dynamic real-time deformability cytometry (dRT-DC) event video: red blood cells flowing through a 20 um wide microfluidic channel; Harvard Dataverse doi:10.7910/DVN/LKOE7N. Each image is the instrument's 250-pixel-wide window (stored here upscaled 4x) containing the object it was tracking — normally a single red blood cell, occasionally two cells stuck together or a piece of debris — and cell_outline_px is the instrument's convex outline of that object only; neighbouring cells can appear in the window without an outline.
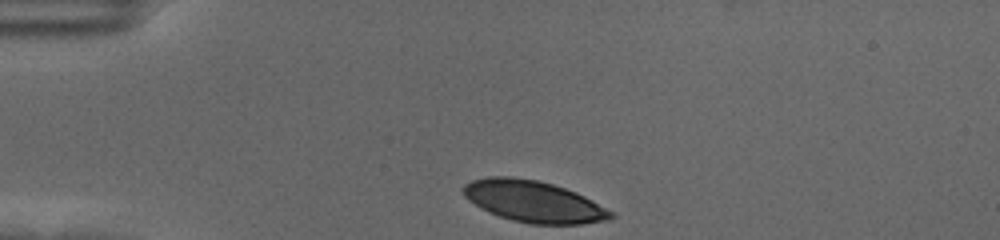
{"species": "human", "species_latin": "Homo sapiens", "temperature_condition": "cold", "stored_images_in_passage": 35, "camera_frame_rate_fps": 3000, "um_per_image_px": 0.085, "donor": {"sex": "female"}, "frame": {"image": 1, "passage_image": 1, "time_ms": 0.0, "image_size_px": [1000, 240], "cell_outline_px": [[616, 216], [608, 220], [584, 224], [532, 224], [512, 220], [488, 212], [480, 208], [464, 196], [464, 184], [472, 180], [488, 176], [512, 176], [536, 180], [552, 184], [576, 192], [592, 200], [612, 212]], "centroid_in_image_um": [45.35, 17.13], "position_along_channel_um": 39.6, "area_um2": 35.55}}
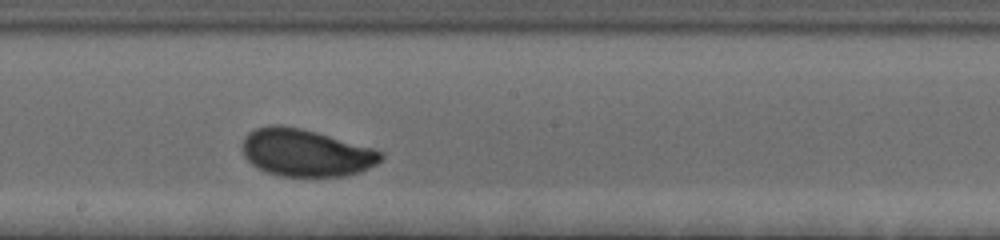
{"frame": {"image": 2, "passage_image": 20, "time_ms": 6.333, "image_size_px": [1000, 240], "cell_outline_px": [[384, 156], [376, 164], [360, 172], [344, 176], [280, 176], [256, 168], [244, 156], [244, 136], [248, 132], [256, 128], [272, 124], [280, 124], [300, 128], [316, 132], [376, 148], [384, 152]], "centroid_in_image_um": [26.02, 12.98], "position_along_channel_um": 222.2, "area_um2": 38.32}}
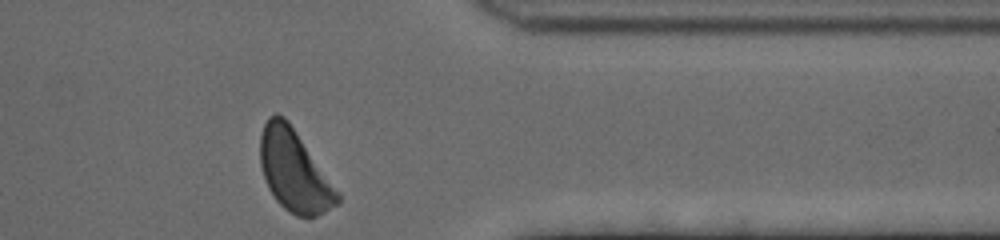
{"frame": {"image": 3, "passage_image": 35, "time_ms": 11.333, "image_size_px": [1000, 240], "cell_outline_px": [[340, 204], [316, 216], [296, 216], [284, 208], [276, 200], [268, 188], [260, 164], [260, 136], [264, 124], [268, 116], [276, 112], [284, 116], [288, 120], [340, 192]], "centroid_in_image_um": [25.02, 14.51], "position_along_channel_um": 386.4, "area_um2": 36.76}, "authors_computed_cell_mechanics": {"area_um2": 37.5122, "velocity_mm_per_s": 3.4868, "shape_relaxation_time_tau1_ms": 2.3705, "shape_relaxation_time_tau2_ms": null, "deformation_change_tau1": 0.1262, "deformation_change_tau2": null}}